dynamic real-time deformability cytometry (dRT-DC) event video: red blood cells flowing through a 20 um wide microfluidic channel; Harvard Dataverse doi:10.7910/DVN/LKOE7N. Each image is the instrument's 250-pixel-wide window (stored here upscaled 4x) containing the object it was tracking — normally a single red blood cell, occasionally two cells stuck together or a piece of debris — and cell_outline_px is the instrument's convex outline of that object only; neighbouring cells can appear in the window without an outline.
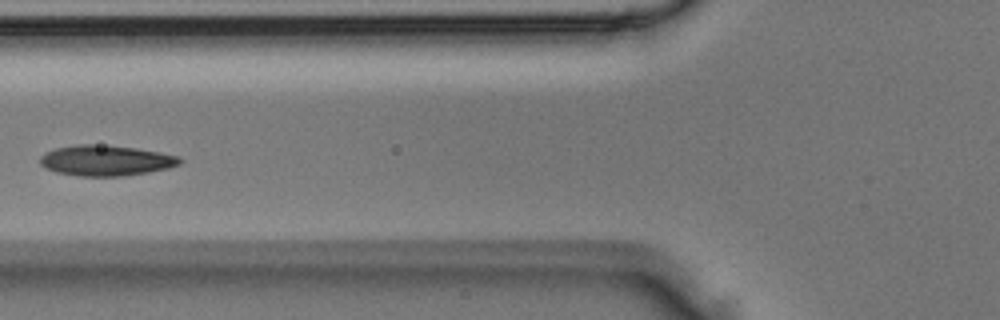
{"species": "Egyptian fruit bat (a non-hibernating species)", "species_latin": "Rousettus aegyptiacus", "temperature_condition": "room temperature", "stored_images_in_passage": 4, "camera_frame_rate_fps": 3000, "um_per_image_px": 0.085, "animal": {"sex": "male"}, "frame": {"image": 1, "passage_image": 4, "time_ms": 1.0, "image_size_px": [1000, 320], "cell_outline_px": [[184, 160], [180, 164], [168, 168], [148, 172], [124, 176], [76, 176], [56, 172], [40, 164], [40, 156], [56, 148], [80, 144], [92, 144], [136, 148], [160, 152], [180, 156]], "centroid_in_image_um": [9.04, 13.65], "position_along_channel_um": 116.8, "area_um2": 24.8}}